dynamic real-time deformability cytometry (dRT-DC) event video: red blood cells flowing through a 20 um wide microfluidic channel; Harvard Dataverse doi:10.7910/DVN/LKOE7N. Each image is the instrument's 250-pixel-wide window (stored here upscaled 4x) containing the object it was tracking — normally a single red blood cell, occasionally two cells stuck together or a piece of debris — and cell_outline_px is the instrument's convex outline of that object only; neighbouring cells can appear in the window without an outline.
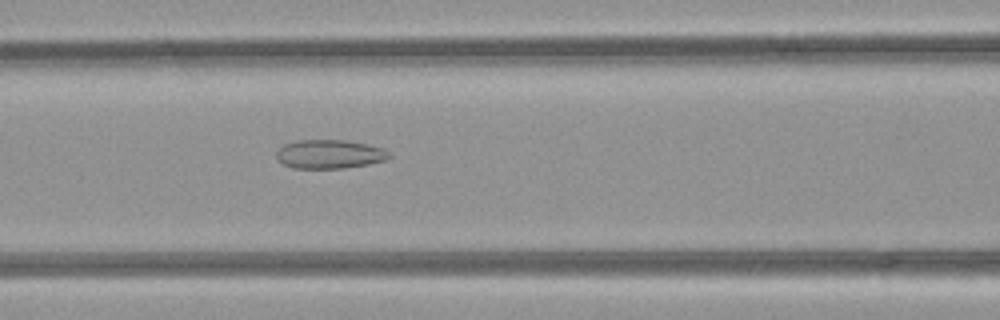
{"species": "common noctule bat (a hibernating species)", "species_latin": "Nyctalus noctula", "temperature_condition": "room temperature", "stored_images_in_passage": 35, "camera_frame_rate_fps": 3000, "um_per_image_px": 0.085, "animal": {"sex": "female", "body_mass_g": 21.9}, "frame": {"image": 1, "passage_image": 6, "time_ms": 1.667, "image_size_px": [1000, 320], "cell_outline_px": [[392, 156], [384, 160], [368, 164], [344, 168], [292, 168], [284, 164], [276, 156], [276, 152], [284, 144], [296, 140], [344, 140], [364, 144], [380, 148], [388, 152]], "centroid_in_image_um": [27.97, 13.1], "position_along_channel_um": 138.6, "area_um2": 18.67}}
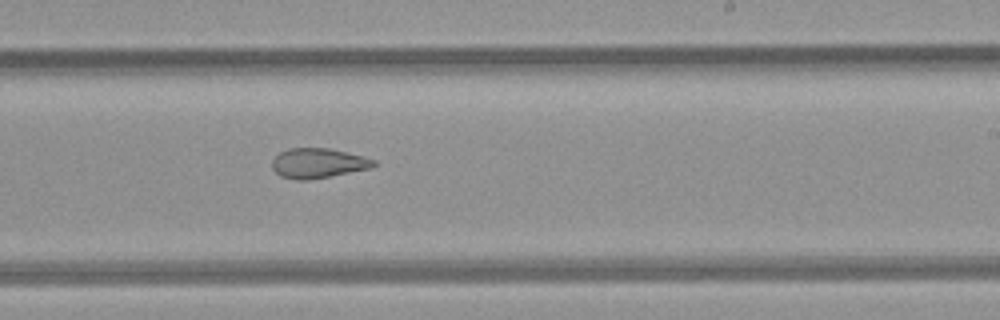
{"frame": {"image": 2, "passage_image": 15, "time_ms": 4.667, "image_size_px": [1000, 320], "cell_outline_px": [[376, 164], [372, 168], [308, 180], [296, 180], [280, 176], [272, 168], [272, 160], [280, 152], [288, 148], [328, 148], [376, 160]], "centroid_in_image_um": [27.0, 13.87], "position_along_channel_um": 262.0, "area_um2": 17.51}}
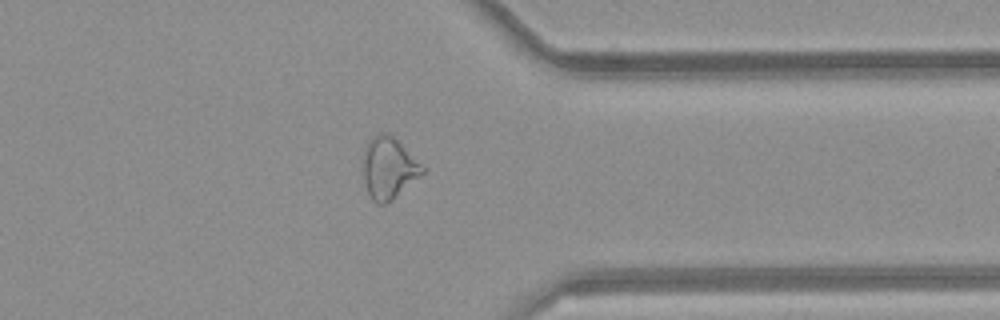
{"frame": {"image": 3, "passage_image": 24, "time_ms": 7.667, "image_size_px": [1000, 320], "cell_outline_px": [[424, 172], [420, 176], [384, 204], [376, 204], [372, 200], [368, 192], [364, 180], [364, 148], [368, 140], [372, 136], [380, 132], [384, 132], [392, 136], [424, 168]], "centroid_in_image_um": [32.99, 14.26], "position_along_channel_um": 378.4, "area_um2": 20.52}, "authors_computed_cell_mechanics": {"area_um2": 19.5364, "velocity_mm_per_s": 4.115, "shape_relaxation_time_tau1_ms": null, "shape_relaxation_time_tau2_ms": 2.6365, "deformation_change_tau1": null, "deformation_change_tau2": 0.0957}}